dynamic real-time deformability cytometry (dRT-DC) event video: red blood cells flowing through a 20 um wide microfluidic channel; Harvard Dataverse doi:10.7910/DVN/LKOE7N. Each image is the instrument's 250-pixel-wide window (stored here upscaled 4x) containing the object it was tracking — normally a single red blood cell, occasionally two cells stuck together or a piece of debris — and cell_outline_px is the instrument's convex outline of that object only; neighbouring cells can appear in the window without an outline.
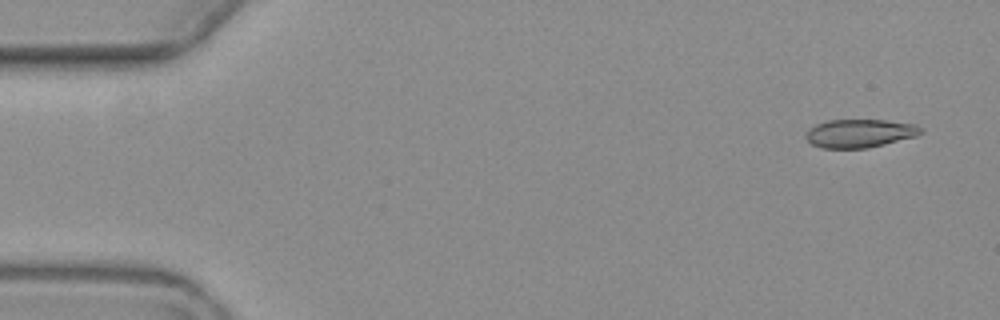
{"species": "common noctule bat (a hibernating species)", "species_latin": "Nyctalus noctula", "temperature_condition": "warm", "stored_images_in_passage": 4, "camera_frame_rate_fps": 3000, "um_per_image_px": 0.085, "animal": {"sex": "female", "body_mass_g": 19.3, "forearm_length_mm": 54.1}, "frame": {"image": 1, "passage_image": 1, "time_ms": 0.0, "image_size_px": [1000, 320], "cell_outline_px": [[924, 132], [916, 136], [868, 148], [820, 148], [812, 144], [804, 136], [816, 124], [828, 120], [884, 120], [916, 124], [924, 128]], "centroid_in_image_um": [73.12, 11.33], "position_along_channel_um": 11.9, "area_um2": 18.96}}